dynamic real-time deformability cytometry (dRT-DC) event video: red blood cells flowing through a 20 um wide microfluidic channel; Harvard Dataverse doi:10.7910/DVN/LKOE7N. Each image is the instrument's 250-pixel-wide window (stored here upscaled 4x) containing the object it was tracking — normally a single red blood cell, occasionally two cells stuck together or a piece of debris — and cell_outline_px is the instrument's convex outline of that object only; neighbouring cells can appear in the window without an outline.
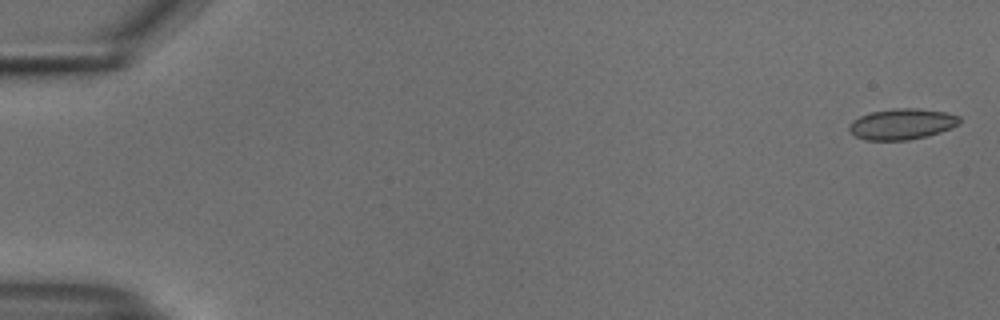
{"species": "common noctule bat (a hibernating species)", "species_latin": "Nyctalus noctula", "temperature_condition": "cold", "stored_images_in_passage": 51, "camera_frame_rate_fps": 3000, "um_per_image_px": 0.085, "animal": {"sex": "male", "body_mass_g": 18.8}, "frame": {"image": 1, "passage_image": 1, "time_ms": 0.0, "image_size_px": [1000, 320], "cell_outline_px": [[960, 124], [940, 132], [908, 140], [864, 140], [848, 132], [848, 128], [852, 120], [860, 116], [872, 112], [896, 108], [916, 108], [944, 112], [960, 116]], "centroid_in_image_um": [76.64, 10.54], "position_along_channel_um": 8.4, "area_um2": 19.77}}
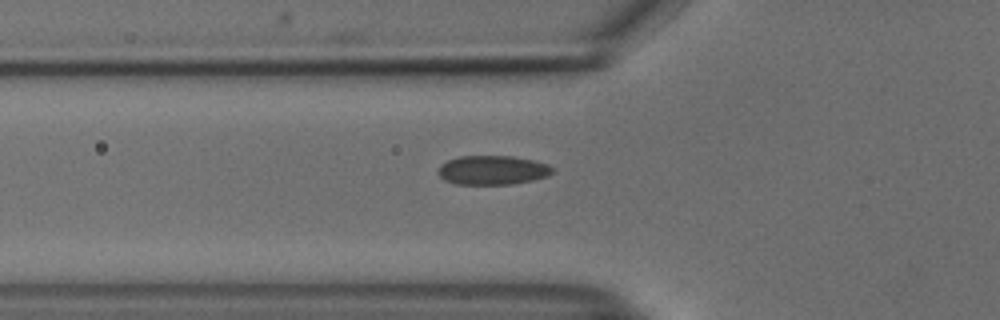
{"frame": {"image": 2, "passage_image": 19, "time_ms": 6.0, "image_size_px": [1000, 320], "cell_outline_px": [[552, 172], [548, 176], [532, 180], [512, 184], [456, 184], [444, 180], [436, 172], [440, 164], [448, 160], [460, 156], [512, 156], [532, 160], [548, 164], [552, 168]], "centroid_in_image_um": [41.82, 14.46], "position_along_channel_um": 84.0, "area_um2": 19.42}}
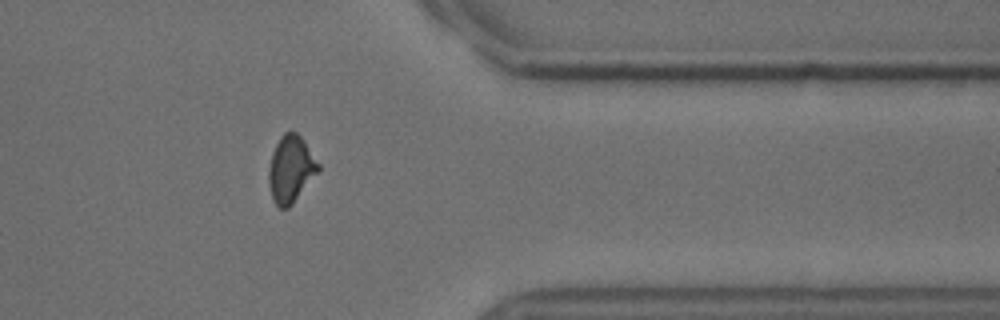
{"frame": {"image": 3, "passage_image": 44, "time_ms": 14.333, "image_size_px": [1000, 320], "cell_outline_px": [[320, 168], [292, 204], [288, 208], [280, 208], [272, 200], [268, 180], [268, 168], [272, 152], [280, 136], [284, 132], [296, 132], [304, 140], [320, 164]], "centroid_in_image_um": [24.69, 14.36], "position_along_channel_um": 386.7, "area_um2": 19.19}}